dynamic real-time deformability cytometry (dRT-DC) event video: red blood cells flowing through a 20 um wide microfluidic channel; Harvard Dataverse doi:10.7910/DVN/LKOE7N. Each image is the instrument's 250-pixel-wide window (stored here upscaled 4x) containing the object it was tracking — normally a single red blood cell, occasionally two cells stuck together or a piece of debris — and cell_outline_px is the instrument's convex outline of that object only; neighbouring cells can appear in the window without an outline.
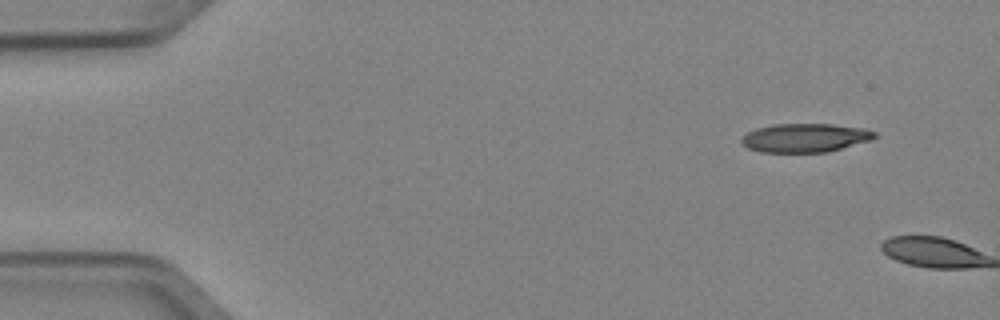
{"species": "Egyptian fruit bat (a non-hibernating species)", "species_latin": "Rousettus aegyptiacus", "temperature_condition": "cold", "stored_images_in_passage": 2, "camera_frame_rate_fps": 3000, "um_per_image_px": 0.085, "animal": {"sex": "female"}, "frame": {"image": 1, "passage_image": 1, "time_ms": 0.0, "image_size_px": [1000, 320], "cell_outline_px": [[876, 136], [872, 140], [828, 152], [760, 152], [748, 148], [740, 140], [748, 132], [756, 128], [772, 124], [832, 124], [864, 128], [876, 132]], "centroid_in_image_um": [68.45, 11.71], "position_along_channel_um": 16.5, "area_um2": 22.31}}